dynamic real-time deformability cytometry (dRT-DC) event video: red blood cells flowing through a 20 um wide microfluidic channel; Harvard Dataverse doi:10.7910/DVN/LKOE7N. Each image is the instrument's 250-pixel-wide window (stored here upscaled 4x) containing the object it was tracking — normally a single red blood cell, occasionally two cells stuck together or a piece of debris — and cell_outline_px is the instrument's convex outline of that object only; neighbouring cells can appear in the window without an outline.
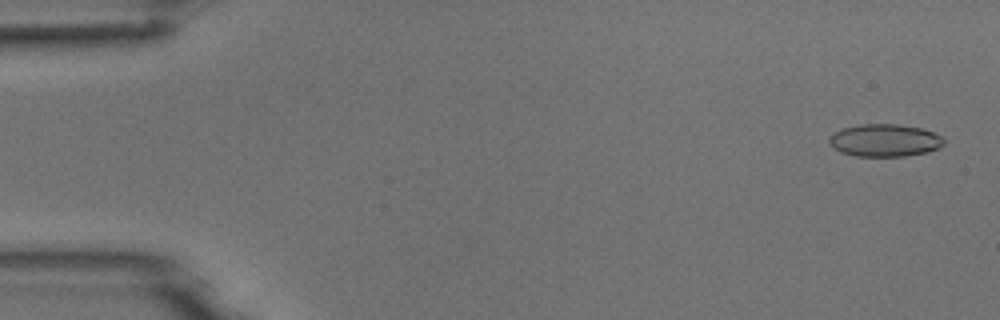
{"species": "common noctule bat (a hibernating species)", "species_latin": "Nyctalus noctula", "temperature_condition": "room temperature", "stored_images_in_passage": 51, "camera_frame_rate_fps": 3000, "um_per_image_px": 0.085, "animal": {"sex": "male", "body_mass_g": 18.8}, "frame": {"image": 1, "passage_image": 2, "time_ms": 0.333, "image_size_px": [1000, 320], "cell_outline_px": [[944, 144], [940, 148], [928, 152], [904, 156], [856, 156], [840, 152], [828, 140], [828, 136], [844, 128], [860, 124], [900, 124], [924, 128], [944, 136]], "centroid_in_image_um": [75.27, 11.92], "position_along_channel_um": 9.7, "area_um2": 21.91}}
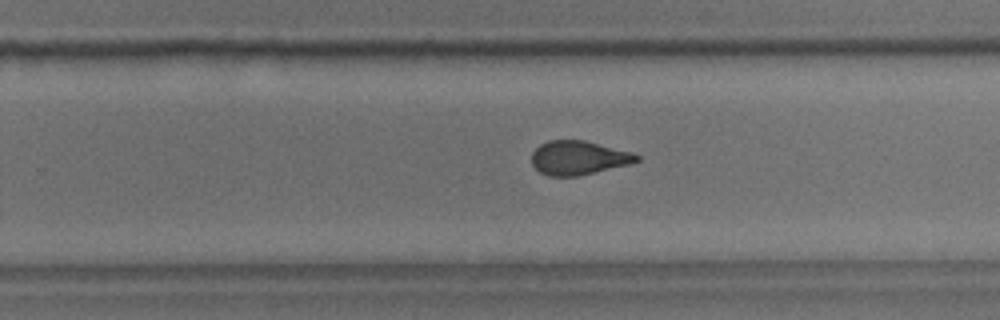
{"frame": {"image": 2, "passage_image": 32, "time_ms": 10.333, "image_size_px": [1000, 320], "cell_outline_px": [[640, 160], [632, 164], [576, 176], [548, 176], [540, 172], [532, 164], [532, 152], [540, 144], [548, 140], [584, 140], [632, 152], [640, 156]], "centroid_in_image_um": [49.18, 13.41], "position_along_channel_um": 280.6, "area_um2": 20.81}}
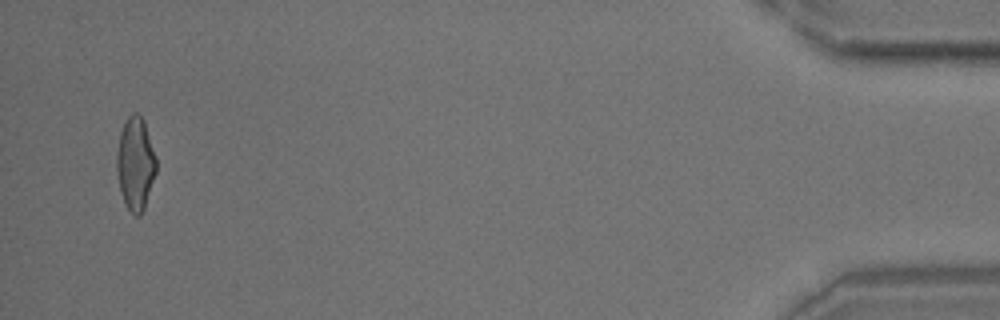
{"frame": {"image": 3, "passage_image": 49, "time_ms": 16.0, "image_size_px": [1000, 320], "cell_outline_px": [[156, 172], [144, 208], [140, 216], [136, 216], [128, 208], [120, 192], [116, 172], [116, 156], [120, 132], [128, 116], [132, 112], [136, 112], [144, 120], [156, 156]], "centroid_in_image_um": [11.5, 13.89], "position_along_channel_um": 423.7, "area_um2": 21.39}}